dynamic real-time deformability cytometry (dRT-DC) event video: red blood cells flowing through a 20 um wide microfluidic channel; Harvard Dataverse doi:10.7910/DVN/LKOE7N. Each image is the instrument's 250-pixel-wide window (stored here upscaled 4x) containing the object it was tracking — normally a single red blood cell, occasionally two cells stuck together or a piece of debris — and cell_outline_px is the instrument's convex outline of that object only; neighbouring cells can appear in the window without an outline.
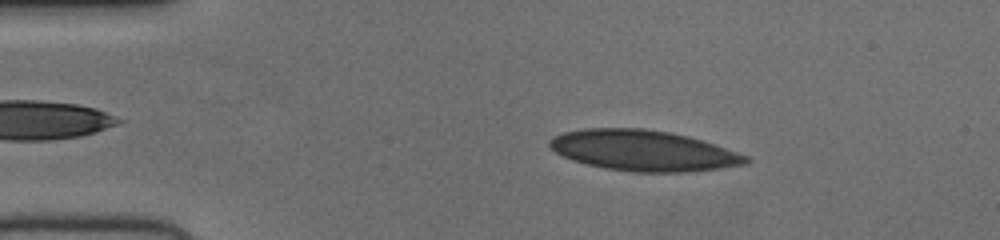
{"species": "human", "species_latin": "Homo sapiens", "temperature_condition": "cold", "stored_images_in_passage": 50, "camera_frame_rate_fps": 3000, "um_per_image_px": 0.085, "donor": {"sex": "female"}, "frame": {"image": 1, "passage_image": 8, "time_ms": 2.333, "image_size_px": [1000, 240], "cell_outline_px": [[752, 160], [748, 164], [720, 168], [684, 172], [632, 172], [604, 168], [572, 160], [556, 152], [548, 144], [548, 140], [552, 136], [564, 132], [584, 128], [644, 128], [668, 132], [688, 136], [716, 144], [748, 156]], "centroid_in_image_um": [54.7, 12.79], "position_along_channel_um": 30.3, "area_um2": 46.64}}
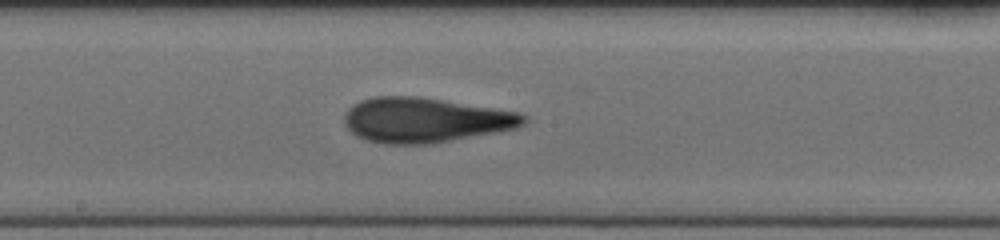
{"frame": {"image": 2, "passage_image": 26, "time_ms": 8.333, "image_size_px": [1000, 240], "cell_outline_px": [[528, 120], [524, 124], [516, 128], [500, 132], [432, 144], [384, 144], [364, 140], [356, 136], [344, 124], [344, 116], [348, 108], [352, 104], [360, 100], [372, 96], [420, 96], [520, 112], [528, 116]], "centroid_in_image_um": [36.15, 10.21], "position_along_channel_um": 212.1, "area_um2": 47.63}}
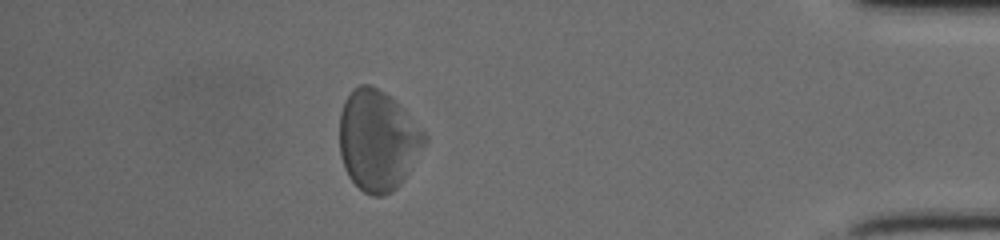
{"frame": {"image": 3, "passage_image": 44, "time_ms": 14.333, "image_size_px": [1000, 240], "cell_outline_px": [[428, 140], [404, 180], [392, 192], [384, 196], [372, 196], [364, 192], [348, 176], [344, 168], [340, 156], [340, 112], [344, 100], [352, 88], [360, 84], [368, 84], [384, 92], [396, 100], [400, 104], [428, 136]], "centroid_in_image_um": [32.11, 11.92], "position_along_channel_um": 403.1, "area_um2": 50.17}}